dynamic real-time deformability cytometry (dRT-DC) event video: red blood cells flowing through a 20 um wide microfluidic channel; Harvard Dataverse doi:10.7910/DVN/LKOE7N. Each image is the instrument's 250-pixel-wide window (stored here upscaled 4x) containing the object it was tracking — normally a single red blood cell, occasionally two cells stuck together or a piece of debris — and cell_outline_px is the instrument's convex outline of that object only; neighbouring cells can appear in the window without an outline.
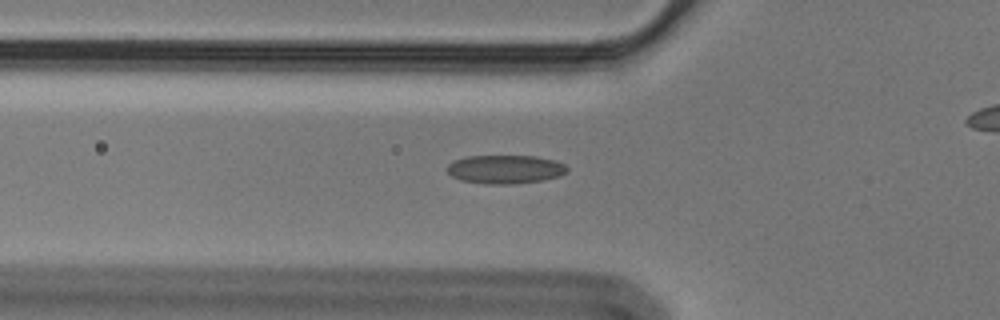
{"species": "Egyptian fruit bat (a non-hibernating species)", "species_latin": "Rousettus aegyptiacus", "temperature_condition": "cold", "stored_images_in_passage": 33, "camera_frame_rate_fps": 3000, "um_per_image_px": 0.085, "animal": {"sex": "male"}, "frame": {"image": 1, "passage_image": 3, "time_ms": 0.667, "image_size_px": [1000, 320], "cell_outline_px": [[568, 172], [560, 176], [540, 180], [512, 184], [484, 184], [460, 180], [452, 176], [448, 172], [448, 164], [452, 160], [468, 156], [536, 156], [556, 160], [564, 164], [568, 168]], "centroid_in_image_um": [42.95, 14.38], "position_along_channel_um": 82.9, "area_um2": 20.11}}
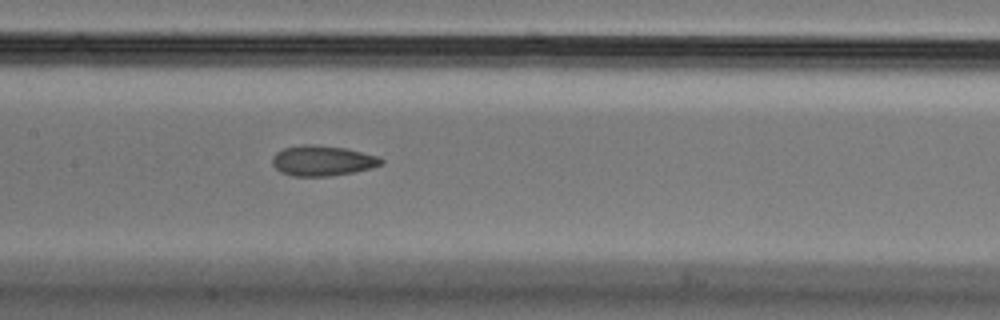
{"frame": {"image": 2, "passage_image": 11, "time_ms": 3.333, "image_size_px": [1000, 320], "cell_outline_px": [[384, 164], [372, 168], [332, 176], [292, 176], [280, 172], [272, 164], [272, 156], [276, 152], [284, 148], [300, 144], [316, 144], [344, 148], [380, 156], [384, 160]], "centroid_in_image_um": [27.41, 13.65], "position_along_channel_um": 180.0, "area_um2": 19.48}}
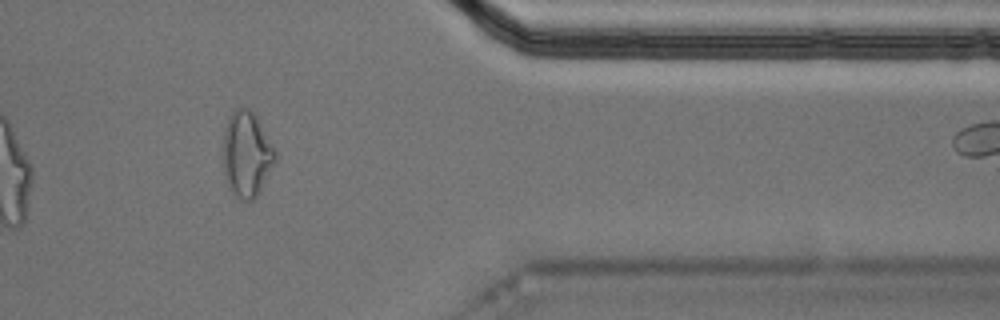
{"frame": {"image": 3, "passage_image": 30, "time_ms": 9.667, "image_size_px": [1000, 320], "cell_outline_px": [[276, 160], [260, 192], [248, 204], [240, 200], [232, 192], [224, 176], [224, 128], [228, 116], [236, 108], [248, 108], [256, 116], [276, 152]], "centroid_in_image_um": [20.96, 13.14], "position_along_channel_um": 390.4, "area_um2": 25.95}}